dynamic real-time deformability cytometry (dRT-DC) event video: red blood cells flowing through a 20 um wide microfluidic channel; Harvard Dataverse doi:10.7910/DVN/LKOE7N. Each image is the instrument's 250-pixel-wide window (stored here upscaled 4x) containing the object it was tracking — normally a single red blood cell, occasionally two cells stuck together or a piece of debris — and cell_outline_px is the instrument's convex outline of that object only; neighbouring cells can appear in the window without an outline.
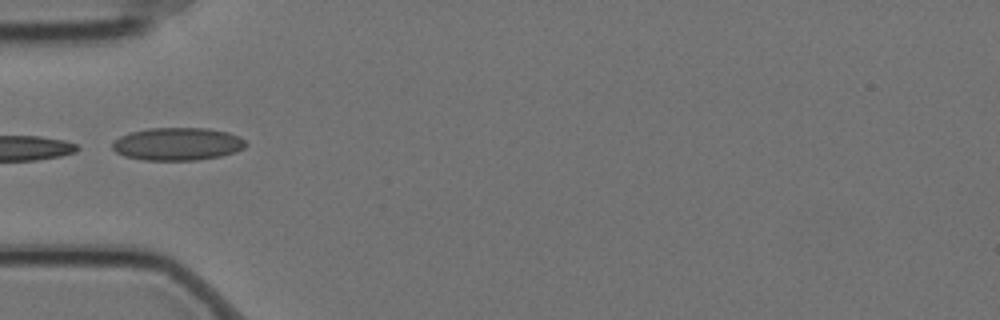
{"species": "Egyptian fruit bat (a non-hibernating species)", "species_latin": "Rousettus aegyptiacus", "temperature_condition": "cold", "stored_images_in_passage": 3, "camera_frame_rate_fps": 3000, "um_per_image_px": 0.085, "animal": {"sex": "female"}, "frame": {"image": 1, "passage_image": 2, "time_ms": 0.333, "image_size_px": [1000, 320], "cell_outline_px": [[248, 144], [244, 148], [236, 152], [220, 156], [196, 160], [144, 160], [124, 156], [116, 152], [112, 148], [112, 144], [120, 136], [128, 132], [148, 128], [208, 128], [228, 132], [240, 136]], "centroid_in_image_um": [15.1, 12.23], "position_along_channel_um": 69.9, "area_um2": 25.66}}
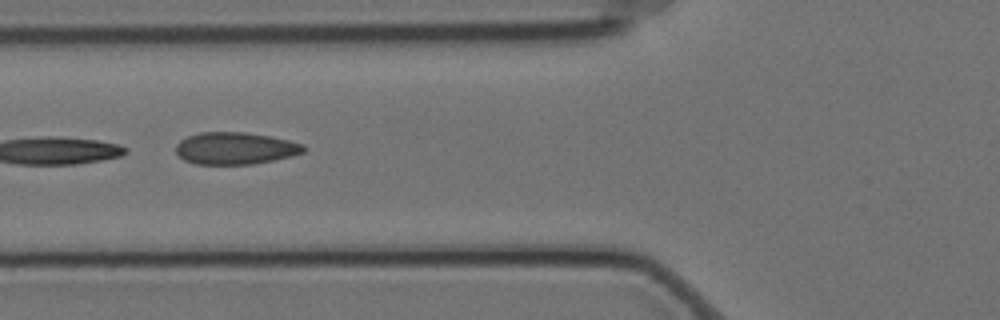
{"frame": {"image": 2, "passage_image": 3, "time_ms": 0.667, "image_size_px": [1000, 320], "cell_outline_px": [[308, 148], [304, 152], [292, 156], [252, 164], [196, 164], [184, 160], [176, 152], [176, 144], [180, 140], [188, 136], [200, 132], [244, 132], [268, 136], [288, 140], [304, 144]], "centroid_in_image_um": [20.0, 12.6], "position_along_channel_um": 105.8, "area_um2": 23.87}}